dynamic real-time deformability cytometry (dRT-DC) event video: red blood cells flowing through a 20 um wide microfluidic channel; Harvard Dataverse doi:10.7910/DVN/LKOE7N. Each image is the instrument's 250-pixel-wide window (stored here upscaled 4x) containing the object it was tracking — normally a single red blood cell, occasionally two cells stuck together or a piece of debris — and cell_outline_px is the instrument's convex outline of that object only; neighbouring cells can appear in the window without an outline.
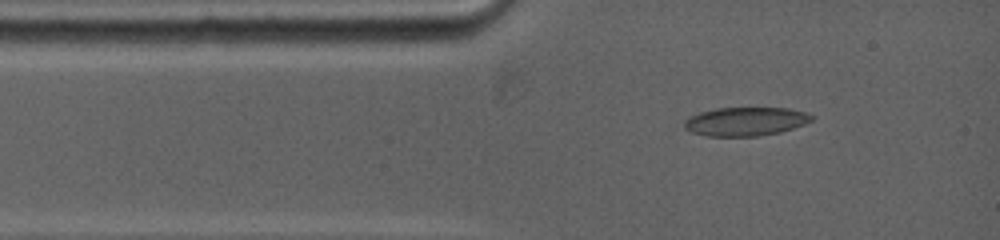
{"species": "common noctule bat (a hibernating species)", "species_latin": "Nyctalus noctula", "temperature_condition": "warm", "stored_images_in_passage": 2, "camera_frame_rate_fps": 5000, "um_per_image_px": 0.085, "animal": {"sex": "female", "body_mass_g": 19.0, "forearm_length_mm": 53.3}, "frame": {"image": 1, "passage_image": 1, "time_ms": 0.0, "image_size_px": [1000, 240], "cell_outline_px": [[816, 116], [812, 120], [804, 124], [780, 132], [756, 136], [708, 136], [692, 132], [684, 128], [684, 120], [688, 116], [700, 112], [716, 108], [788, 108], [804, 112]], "centroid_in_image_um": [63.35, 10.32], "position_along_channel_um": 21.6, "area_um2": 21.27}}